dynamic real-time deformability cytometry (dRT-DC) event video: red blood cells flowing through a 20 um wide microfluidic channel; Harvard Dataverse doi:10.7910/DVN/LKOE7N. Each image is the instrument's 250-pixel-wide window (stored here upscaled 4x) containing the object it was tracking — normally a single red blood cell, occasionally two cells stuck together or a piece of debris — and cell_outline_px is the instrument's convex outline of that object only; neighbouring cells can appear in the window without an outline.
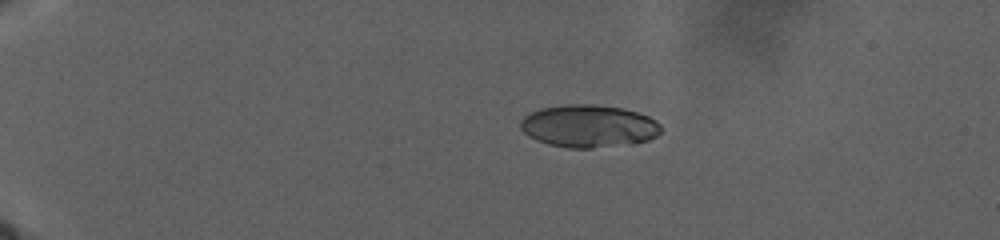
{"species": "human", "species_latin": "Homo sapiens", "temperature_condition": "warm", "stored_images_in_passage": 85, "camera_frame_rate_fps": 3000, "um_per_image_px": 0.085, "donor": {"sex": "male"}, "frame": {"image": 1, "passage_image": 2, "time_ms": 0.333, "image_size_px": [1000, 240], "cell_outline_px": [[664, 128], [656, 136], [648, 140], [632, 144], [592, 148], [568, 148], [548, 144], [536, 140], [528, 136], [520, 128], [520, 120], [524, 116], [540, 108], [564, 104], [592, 104], [624, 108], [648, 116], [656, 120]], "centroid_in_image_um": [50.05, 10.72], "position_along_channel_um": 35.0, "area_um2": 35.2}}
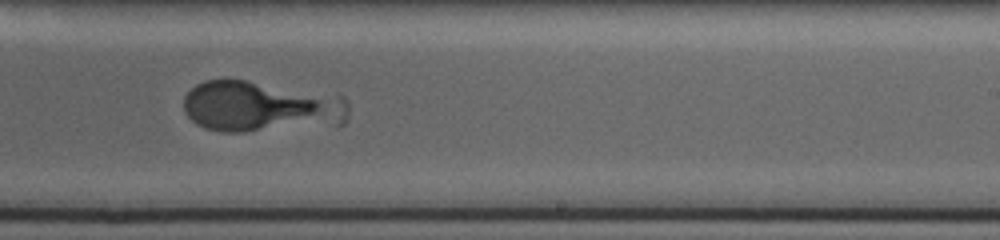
{"frame": {"image": 2, "passage_image": 47, "time_ms": 18.667, "image_size_px": [1000, 240], "cell_outline_px": [[320, 104], [312, 112], [244, 132], [224, 132], [204, 128], [196, 124], [184, 112], [184, 96], [196, 84], [204, 80], [244, 80], [320, 100]], "centroid_in_image_um": [20.63, 8.95], "position_along_channel_um": 268.4, "area_um2": 36.47}}
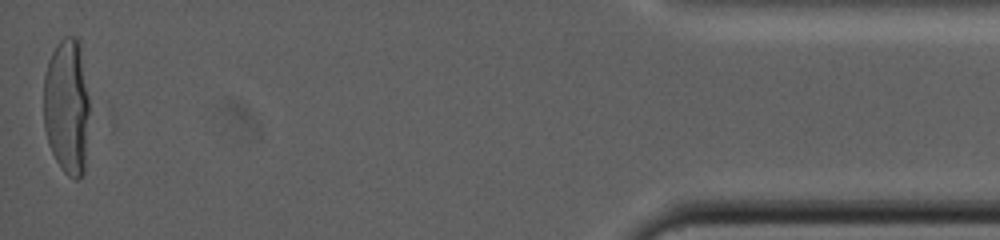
{"frame": {"image": 3, "passage_image": 85, "time_ms": 31.333, "image_size_px": [1000, 240], "cell_outline_px": [[88, 112], [84, 172], [76, 180], [68, 176], [60, 168], [48, 144], [44, 128], [44, 76], [48, 60], [56, 44], [64, 36], [76, 36], [80, 40], [88, 96]], "centroid_in_image_um": [5.67, 9.02], "position_along_channel_um": 429.5, "area_um2": 36.53}}